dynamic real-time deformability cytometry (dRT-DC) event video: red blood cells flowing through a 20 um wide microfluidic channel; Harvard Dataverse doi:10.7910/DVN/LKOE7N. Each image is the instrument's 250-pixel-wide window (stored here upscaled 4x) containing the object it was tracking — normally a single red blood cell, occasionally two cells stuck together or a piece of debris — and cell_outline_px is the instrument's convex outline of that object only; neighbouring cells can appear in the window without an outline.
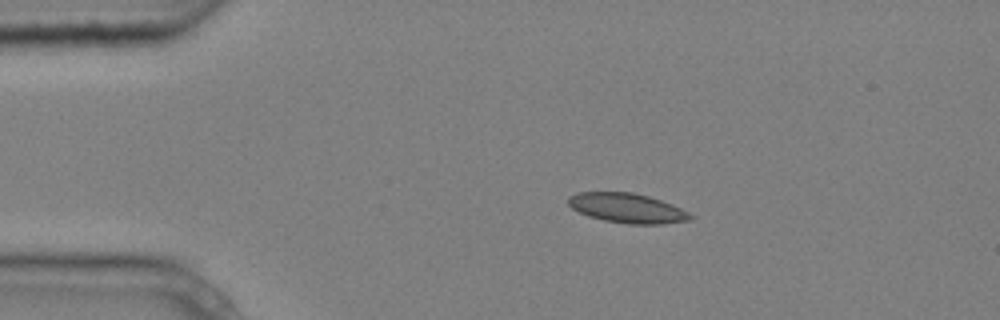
{"species": "common noctule bat (a hibernating species)", "species_latin": "Nyctalus noctula", "temperature_condition": "cold", "stored_images_in_passage": 6, "camera_frame_rate_fps": 3000, "um_per_image_px": 0.085, "animal": {"sex": "male", "body_mass_g": 20.4}, "frame": {"image": 1, "passage_image": 1, "time_ms": 0.0, "image_size_px": [1000, 320], "cell_outline_px": [[692, 216], [688, 220], [660, 224], [628, 224], [604, 220], [588, 216], [572, 208], [568, 204], [568, 196], [580, 192], [632, 192], [648, 196], [672, 204], [688, 212]], "centroid_in_image_um": [53.28, 17.68], "position_along_channel_um": 31.7, "area_um2": 20.87}}
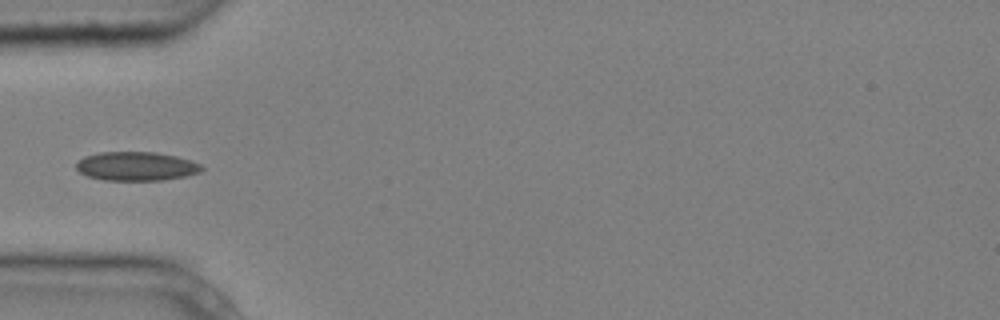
{"frame": {"image": 2, "passage_image": 3, "time_ms": 0.667, "image_size_px": [1000, 320], "cell_outline_px": [[204, 168], [200, 172], [184, 176], [164, 180], [104, 180], [88, 176], [80, 172], [76, 168], [76, 160], [84, 156], [100, 152], [156, 152], [176, 156], [200, 164]], "centroid_in_image_um": [11.55, 14.12], "position_along_channel_um": 73.5, "area_um2": 21.1}}
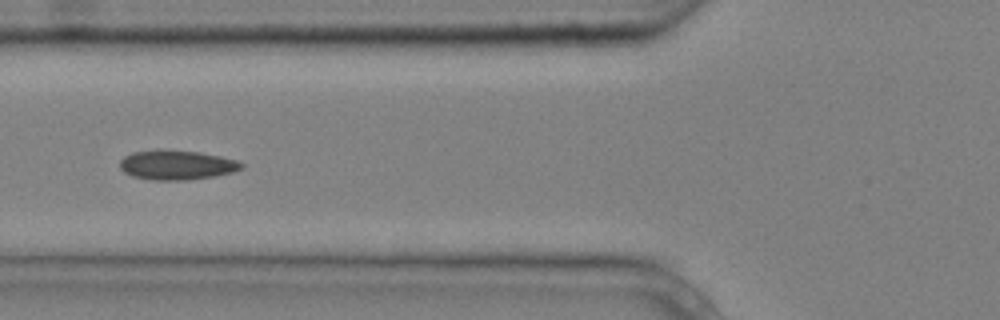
{"frame": {"image": 3, "passage_image": 4, "time_ms": 1.0, "image_size_px": [1000, 320], "cell_outline_px": [[244, 168], [232, 172], [212, 176], [188, 180], [152, 180], [132, 176], [124, 172], [120, 168], [120, 160], [124, 156], [132, 152], [160, 148], [200, 152], [220, 156], [236, 160], [244, 164]], "centroid_in_image_um": [14.99, 14.0], "position_along_channel_um": 110.8, "area_um2": 21.21}}